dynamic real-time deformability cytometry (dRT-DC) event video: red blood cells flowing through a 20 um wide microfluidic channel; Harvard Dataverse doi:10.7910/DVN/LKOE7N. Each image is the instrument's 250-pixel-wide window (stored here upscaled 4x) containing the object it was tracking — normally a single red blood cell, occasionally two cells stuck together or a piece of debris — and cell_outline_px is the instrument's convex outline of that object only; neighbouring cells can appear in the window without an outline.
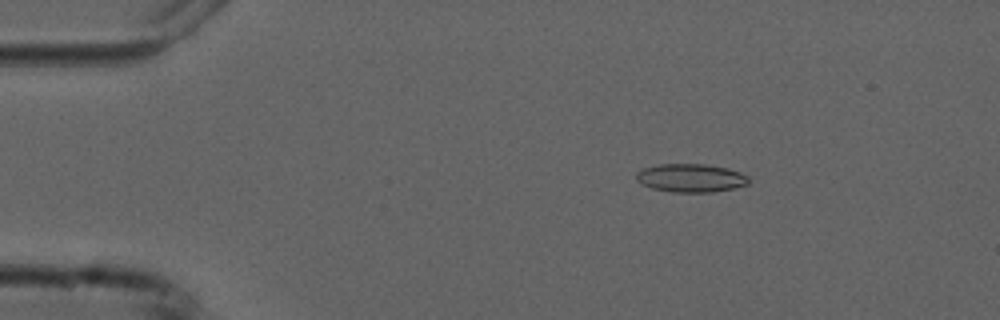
{"species": "common noctule bat (a hibernating species)", "species_latin": "Nyctalus noctula", "temperature_condition": "cold", "stored_images_in_passage": 5, "camera_frame_rate_fps": 3000, "um_per_image_px": 0.085, "animal": {"sex": "male", "forearm_length_mm": 52.5}, "frame": {"image": 1, "passage_image": 3, "time_ms": 2.333, "image_size_px": [1000, 320], "cell_outline_px": [[748, 184], [732, 188], [712, 192], [672, 192], [652, 188], [640, 184], [636, 180], [636, 172], [644, 168], [660, 164], [704, 164], [728, 168], [740, 172], [748, 176]], "centroid_in_image_um": [58.69, 15.12], "position_along_channel_um": 26.3, "area_um2": 18.55}}
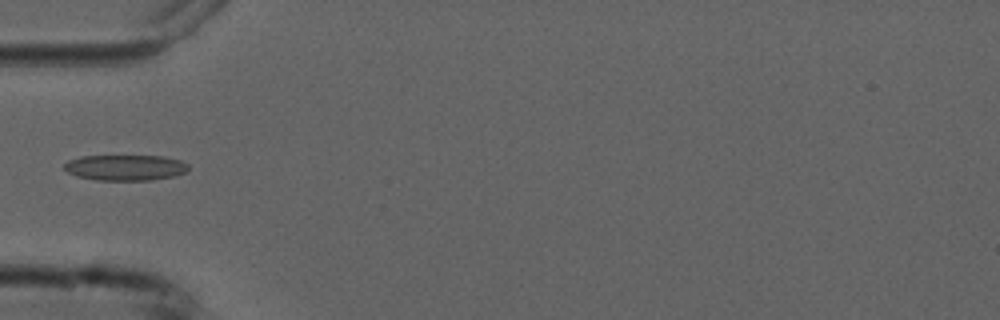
{"frame": {"image": 2, "passage_image": 5, "time_ms": 5.333, "image_size_px": [1000, 320], "cell_outline_px": [[188, 168], [184, 172], [176, 176], [152, 180], [96, 180], [76, 176], [68, 172], [64, 168], [64, 164], [68, 160], [80, 156], [164, 156], [180, 160], [188, 164]], "centroid_in_image_um": [10.65, 14.24], "position_along_channel_um": 74.4, "area_um2": 18.67}}